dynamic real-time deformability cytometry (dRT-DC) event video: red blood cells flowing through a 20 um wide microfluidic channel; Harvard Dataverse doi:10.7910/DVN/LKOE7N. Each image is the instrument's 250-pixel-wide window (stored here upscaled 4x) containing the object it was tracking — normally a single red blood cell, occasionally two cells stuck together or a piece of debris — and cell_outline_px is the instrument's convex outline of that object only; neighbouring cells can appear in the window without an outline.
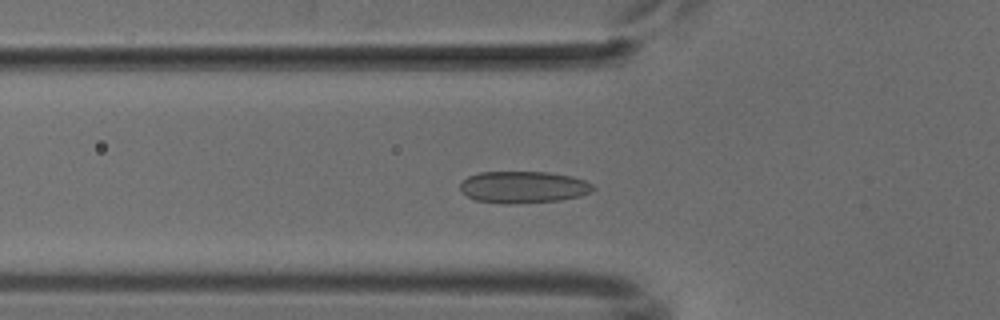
{"species": "common noctule bat (a hibernating species)", "species_latin": "Nyctalus noctula", "temperature_condition": "cold", "stored_images_in_passage": 50, "camera_frame_rate_fps": 3000, "um_per_image_px": 0.085, "animal": {"sex": "male", "body_mass_g": 18.8}, "frame": {"image": 1, "passage_image": 15, "time_ms": 4.667, "image_size_px": [1000, 320], "cell_outline_px": [[596, 188], [592, 192], [580, 196], [560, 200], [508, 204], [500, 204], [476, 200], [460, 192], [460, 184], [468, 176], [480, 172], [548, 172], [572, 176], [584, 180], [592, 184]], "centroid_in_image_um": [44.49, 15.91], "position_along_channel_um": 81.3, "area_um2": 24.8}}
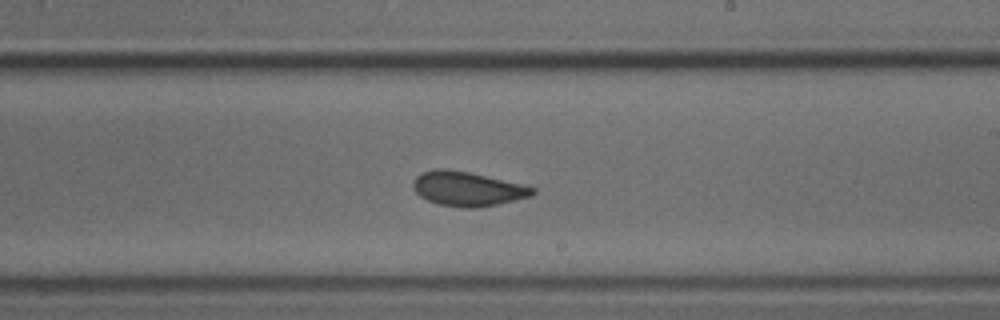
{"frame": {"image": 2, "passage_image": 28, "time_ms": 9.0, "image_size_px": [1000, 320], "cell_outline_px": [[536, 192], [532, 196], [496, 204], [476, 208], [468, 208], [440, 204], [428, 200], [420, 196], [416, 192], [412, 184], [416, 176], [420, 172], [436, 168], [448, 168], [468, 172], [520, 184], [536, 188]], "centroid_in_image_um": [39.71, 16.03], "position_along_channel_um": 249.3, "area_um2": 23.7}}
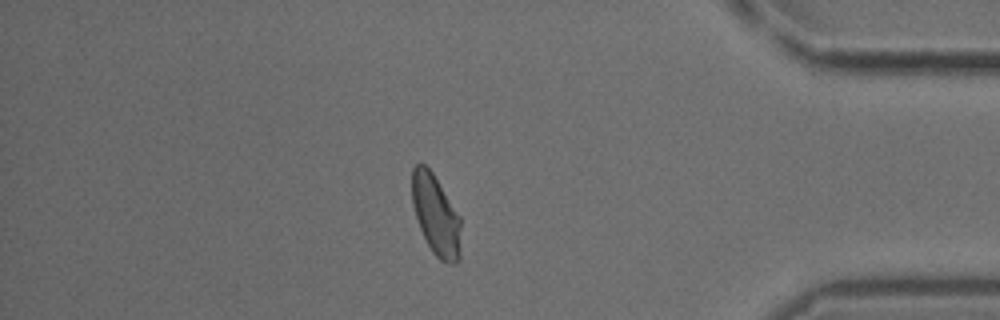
{"frame": {"image": 3, "passage_image": 42, "time_ms": 13.667, "image_size_px": [1000, 320], "cell_outline_px": [[460, 260], [456, 264], [448, 264], [440, 260], [432, 252], [420, 228], [412, 204], [412, 168], [416, 164], [424, 164], [432, 172], [460, 216]], "centroid_in_image_um": [37.06, 18.31], "position_along_channel_um": 398.1, "area_um2": 22.83}}